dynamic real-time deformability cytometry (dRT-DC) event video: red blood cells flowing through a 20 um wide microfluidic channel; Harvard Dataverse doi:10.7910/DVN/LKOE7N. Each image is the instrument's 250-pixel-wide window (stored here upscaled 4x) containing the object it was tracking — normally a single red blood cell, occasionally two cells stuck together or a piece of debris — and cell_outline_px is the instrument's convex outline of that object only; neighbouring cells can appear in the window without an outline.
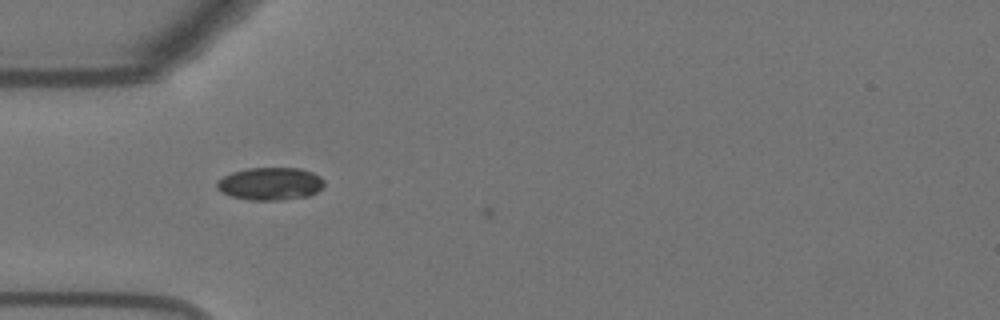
{"species": "Egyptian fruit bat (a non-hibernating species)", "species_latin": "Rousettus aegyptiacus", "temperature_condition": "warm", "stored_images_in_passage": 4, "camera_frame_rate_fps": 3000, "um_per_image_px": 0.085, "animal": {"sex": "female"}, "frame": {"image": 1, "passage_image": 3, "time_ms": 0.667, "image_size_px": [1000, 320], "cell_outline_px": [[324, 184], [316, 192], [308, 196], [280, 200], [252, 200], [232, 196], [220, 192], [216, 188], [216, 184], [224, 176], [232, 172], [248, 168], [300, 168], [312, 172], [320, 176], [324, 180]], "centroid_in_image_um": [22.97, 15.61], "position_along_channel_um": 62.0, "area_um2": 20.35}}